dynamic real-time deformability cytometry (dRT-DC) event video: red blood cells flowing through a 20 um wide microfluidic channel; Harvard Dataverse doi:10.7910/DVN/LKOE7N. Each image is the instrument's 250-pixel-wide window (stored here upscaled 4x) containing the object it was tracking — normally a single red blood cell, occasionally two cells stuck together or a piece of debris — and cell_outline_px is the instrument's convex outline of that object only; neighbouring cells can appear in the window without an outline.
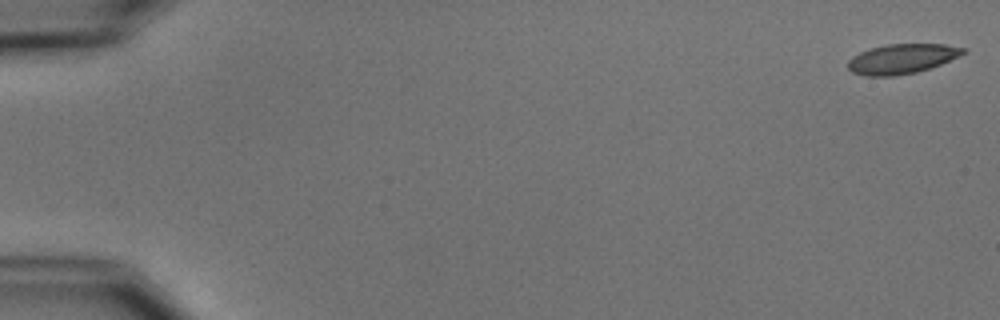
{"species": "common noctule bat (a hibernating species)", "species_latin": "Nyctalus noctula", "temperature_condition": "cold", "stored_images_in_passage": 9, "camera_frame_rate_fps": 3000, "um_per_image_px": 0.085, "animal": {"sex": "male", "body_mass_g": 15.6}, "frame": {"image": 1, "passage_image": 1, "time_ms": 0.0, "image_size_px": [1000, 320], "cell_outline_px": [[968, 52], [940, 64], [916, 72], [896, 76], [868, 76], [852, 72], [848, 68], [848, 60], [852, 56], [860, 52], [872, 48], [888, 44], [944, 44], [964, 48]], "centroid_in_image_um": [76.65, 5.0], "position_along_channel_um": 8.3, "area_um2": 19.83}}